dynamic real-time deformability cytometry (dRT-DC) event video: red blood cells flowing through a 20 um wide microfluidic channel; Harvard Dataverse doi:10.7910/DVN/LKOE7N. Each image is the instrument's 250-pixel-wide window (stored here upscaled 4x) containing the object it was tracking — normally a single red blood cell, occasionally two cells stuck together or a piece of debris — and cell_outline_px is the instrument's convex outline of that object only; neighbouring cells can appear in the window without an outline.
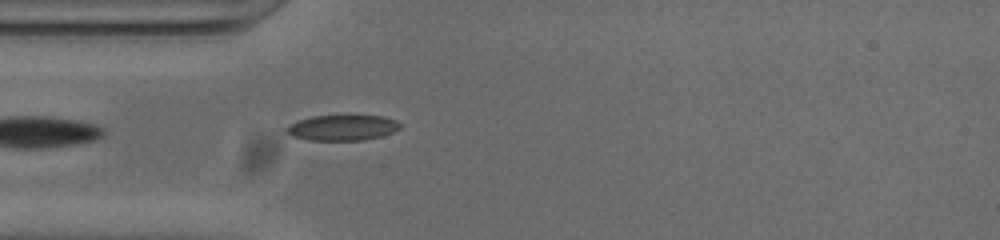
{"species": "common noctule bat (a hibernating species)", "species_latin": "Nyctalus noctula", "temperature_condition": "cold", "stored_images_in_passage": 37, "camera_frame_rate_fps": 3000, "um_per_image_px": 0.085, "animal": {"sex": "male", "body_mass_g": 20.0, "forearm_length_mm": 53.3}, "frame": {"image": 1, "passage_image": 1, "time_ms": 0.0, "image_size_px": [1000, 240], "cell_outline_px": [[400, 128], [384, 136], [364, 140], [308, 140], [292, 136], [284, 128], [288, 124], [296, 120], [312, 116], [348, 112], [384, 116], [396, 120], [400, 124]], "centroid_in_image_um": [29.11, 10.79], "position_along_channel_um": 55.9, "area_um2": 18.03}}
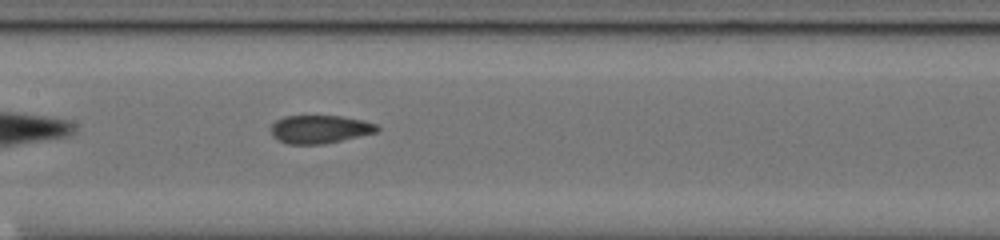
{"frame": {"image": 2, "passage_image": 11, "time_ms": 3.333, "image_size_px": [1000, 240], "cell_outline_px": [[380, 128], [376, 132], [324, 144], [288, 144], [276, 140], [272, 136], [272, 124], [276, 120], [284, 116], [340, 116], [364, 120], [376, 124]], "centroid_in_image_um": [27.16, 10.98], "position_along_channel_um": 180.2, "area_um2": 17.4}}
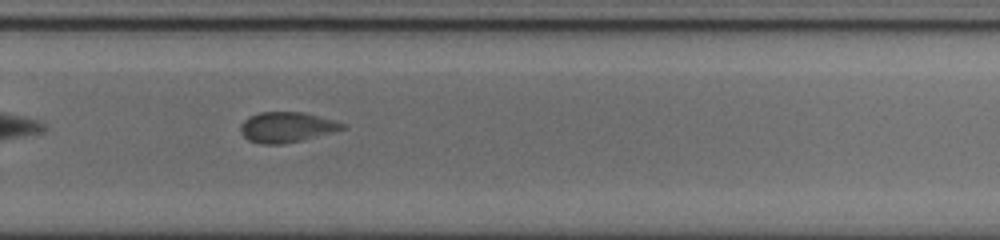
{"frame": {"image": 3, "passage_image": 21, "time_ms": 6.667, "image_size_px": [1000, 240], "cell_outline_px": [[344, 128], [332, 132], [284, 144], [260, 144], [248, 140], [240, 132], [240, 124], [248, 116], [260, 112], [304, 112], [332, 120], [344, 124]], "centroid_in_image_um": [24.28, 10.81], "position_along_channel_um": 305.5, "area_um2": 17.8}, "authors_computed_cell_mechanics": {"area_um2": 17.8024, "velocity_mm_per_s": 3.7693, "shape_relaxation_time_tau1_ms": 5.3319, "shape_relaxation_time_tau2_ms": 1.3162, "deformation_change_tau1": 0.1241, "deformation_change_tau2": 0.0581}}